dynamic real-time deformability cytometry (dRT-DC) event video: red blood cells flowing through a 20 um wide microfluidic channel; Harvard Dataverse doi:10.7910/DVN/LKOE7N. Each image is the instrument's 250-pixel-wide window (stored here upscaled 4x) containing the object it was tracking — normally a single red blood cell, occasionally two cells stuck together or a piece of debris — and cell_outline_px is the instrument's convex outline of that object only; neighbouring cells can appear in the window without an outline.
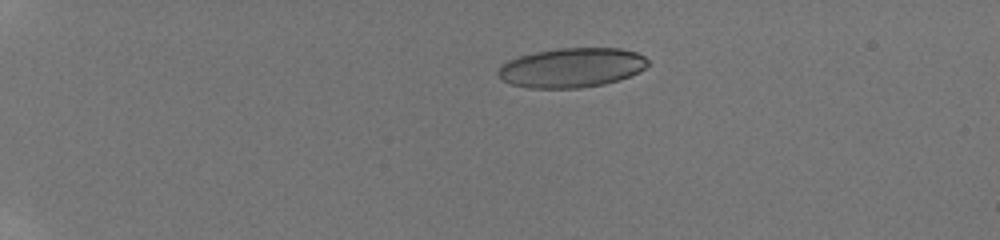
{"species": "human", "species_latin": "Homo sapiens", "temperature_condition": "room temperature", "stored_images_in_passage": 15, "camera_frame_rate_fps": 3000, "um_per_image_px": 0.085, "donor": {"sex": "male"}, "frame": {"image": 1, "passage_image": 6, "time_ms": 4.0, "image_size_px": [1000, 240], "cell_outline_px": [[652, 64], [640, 72], [620, 80], [604, 84], [580, 88], [528, 88], [512, 84], [504, 80], [496, 72], [508, 60], [520, 56], [536, 52], [560, 48], [620, 48], [636, 52], [644, 56]], "centroid_in_image_um": [48.67, 5.75], "position_along_channel_um": 36.3, "area_um2": 34.56}}
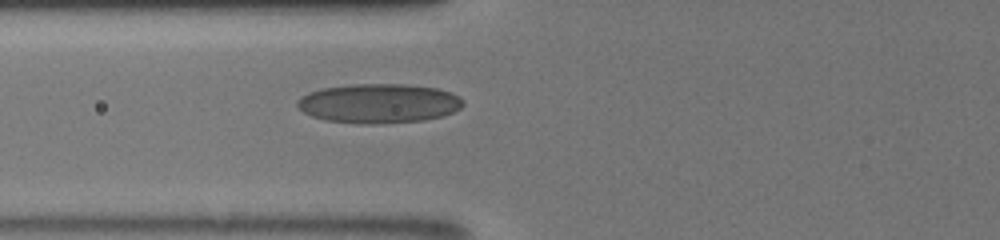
{"frame": {"image": 2, "passage_image": 15, "time_ms": 7.667, "image_size_px": [1000, 240], "cell_outline_px": [[464, 104], [460, 108], [444, 116], [424, 120], [380, 124], [356, 124], [324, 120], [312, 116], [304, 112], [296, 104], [296, 100], [300, 96], [308, 92], [324, 88], [352, 84], [404, 84], [436, 88], [452, 92], [460, 96], [464, 100]], "centroid_in_image_um": [32.21, 8.79], "position_along_channel_um": 93.6, "area_um2": 38.44}}